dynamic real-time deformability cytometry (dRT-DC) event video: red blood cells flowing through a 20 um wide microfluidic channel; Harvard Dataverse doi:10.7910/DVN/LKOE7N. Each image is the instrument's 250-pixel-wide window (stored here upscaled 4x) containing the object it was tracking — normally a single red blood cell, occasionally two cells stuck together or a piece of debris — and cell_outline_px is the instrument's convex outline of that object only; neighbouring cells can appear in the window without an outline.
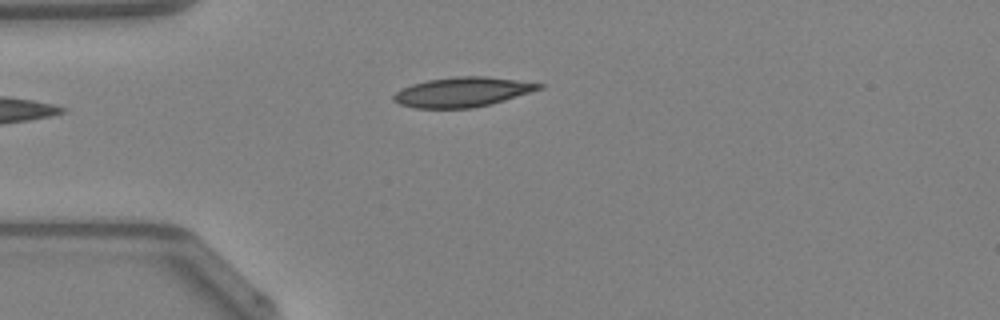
{"species": "Egyptian fruit bat (a non-hibernating species)", "species_latin": "Rousettus aegyptiacus", "temperature_condition": "warm", "stored_images_in_passage": 36, "camera_frame_rate_fps": 3000, "um_per_image_px": 0.085, "animal": {"sex": "female"}, "frame": {"image": 1, "passage_image": 1, "time_ms": 0.0, "image_size_px": [1000, 320], "cell_outline_px": [[544, 88], [492, 104], [472, 108], [416, 108], [400, 104], [392, 100], [392, 96], [396, 92], [412, 84], [428, 80], [456, 76], [484, 76], [516, 80], [544, 84]], "centroid_in_image_um": [39.32, 7.82], "position_along_channel_um": 45.7, "area_um2": 25.09}}
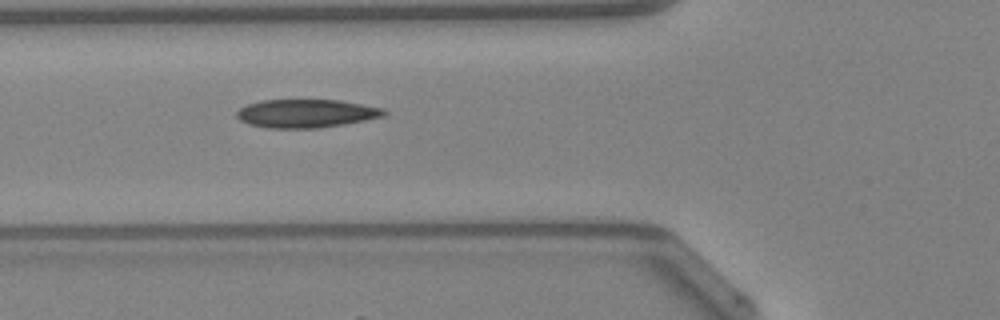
{"frame": {"image": 2, "passage_image": 6, "time_ms": 1.667, "image_size_px": [1000, 320], "cell_outline_px": [[388, 112], [384, 116], [344, 124], [316, 128], [268, 128], [248, 124], [240, 120], [236, 116], [236, 112], [240, 108], [248, 104], [260, 100], [340, 100], [384, 108]], "centroid_in_image_um": [26.02, 9.64], "position_along_channel_um": 99.8, "area_um2": 24.33}, "authors_computed_cell_mechanics": {"area_um2": 23.8136, "velocity_mm_per_s": 4.2743, "shape_relaxation_time_tau1_ms": null, "shape_relaxation_time_tau2_ms": 8.7122, "deformation_change_tau1": null, "deformation_change_tau2": 0.1661}}